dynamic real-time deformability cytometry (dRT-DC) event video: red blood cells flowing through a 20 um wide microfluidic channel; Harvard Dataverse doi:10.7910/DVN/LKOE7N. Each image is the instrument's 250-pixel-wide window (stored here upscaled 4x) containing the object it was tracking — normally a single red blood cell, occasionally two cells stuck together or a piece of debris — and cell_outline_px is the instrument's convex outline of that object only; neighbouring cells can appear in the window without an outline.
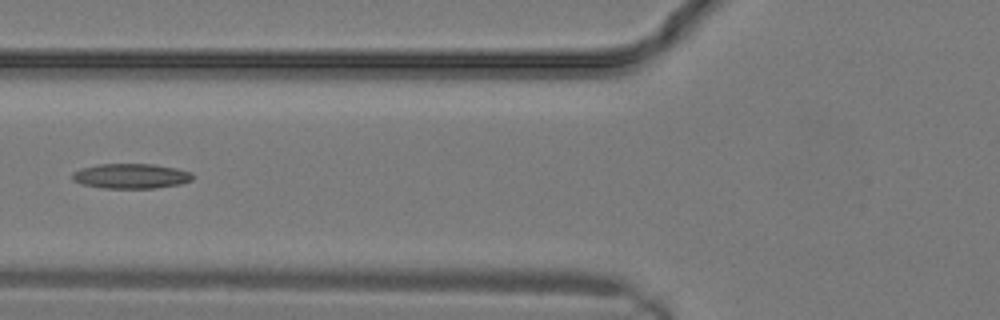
{"species": "common noctule bat (a hibernating species)", "species_latin": "Nyctalus noctula", "temperature_condition": "warm", "stored_images_in_passage": 14, "camera_frame_rate_fps": 3000, "um_per_image_px": 0.085, "animal": {"sex": "male", "body_mass_g": 19.2, "forearm_length_mm": 51.8}, "frame": {"image": 1, "passage_image": 10, "time_ms": 3.0, "image_size_px": [1000, 320], "cell_outline_px": [[192, 180], [180, 184], [156, 188], [104, 188], [80, 184], [72, 180], [72, 172], [80, 168], [100, 164], [152, 164], [176, 168], [192, 172]], "centroid_in_image_um": [11.1, 14.96], "position_along_channel_um": 114.7, "area_um2": 17.57}}
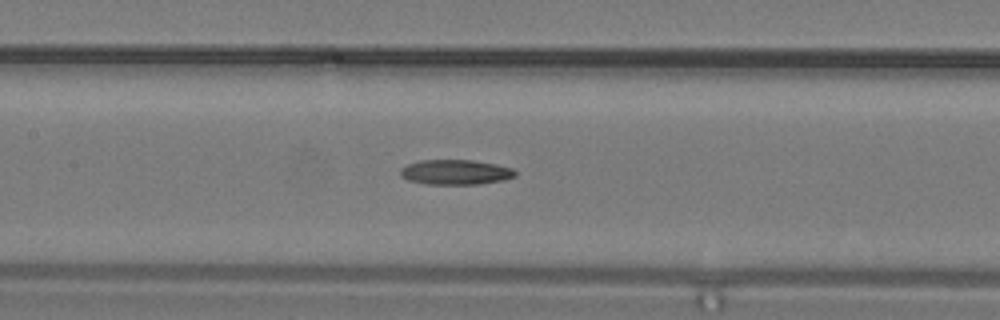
{"frame": {"image": 2, "passage_image": 12, "time_ms": 3.667, "image_size_px": [1000, 320], "cell_outline_px": [[516, 176], [504, 180], [480, 184], [428, 184], [408, 180], [400, 176], [400, 168], [408, 164], [420, 160], [472, 160], [496, 164], [512, 168], [516, 172]], "centroid_in_image_um": [38.72, 14.63], "position_along_channel_um": 168.7, "area_um2": 16.76}}
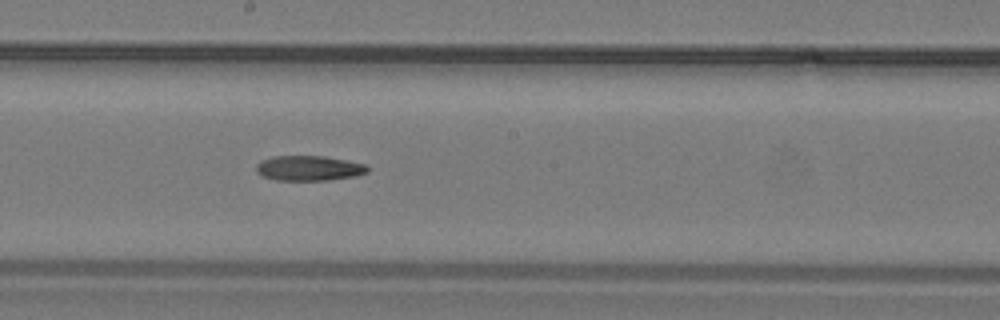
{"frame": {"image": 3, "passage_image": 14, "time_ms": 4.333, "image_size_px": [1000, 320], "cell_outline_px": [[368, 172], [356, 176], [328, 180], [276, 180], [264, 176], [256, 172], [256, 164], [260, 160], [272, 156], [324, 156], [364, 164], [368, 168]], "centroid_in_image_um": [26.22, 14.29], "position_along_channel_um": 222.0, "area_um2": 16.18}}